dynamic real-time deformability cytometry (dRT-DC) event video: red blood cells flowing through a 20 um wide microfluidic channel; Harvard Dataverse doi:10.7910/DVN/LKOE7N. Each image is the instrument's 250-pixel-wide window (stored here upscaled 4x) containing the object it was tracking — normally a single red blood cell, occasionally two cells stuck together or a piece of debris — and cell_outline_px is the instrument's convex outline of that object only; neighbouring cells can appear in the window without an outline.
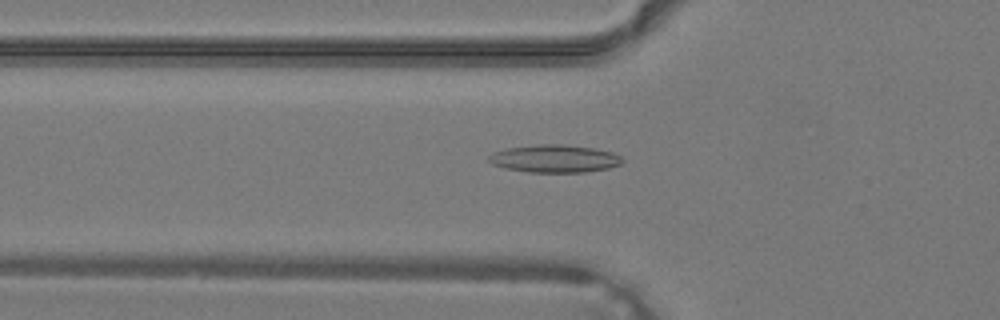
{"species": "common noctule bat (a hibernating species)", "species_latin": "Nyctalus noctula", "temperature_condition": "warm", "stored_images_in_passage": 40, "camera_frame_rate_fps": 3000, "um_per_image_px": 0.085, "animal": {"sex": "male", "body_mass_g": 19.2, "forearm_length_mm": 51.8}, "frame": {"image": 1, "passage_image": 15, "time_ms": 4.667, "image_size_px": [1000, 320], "cell_outline_px": [[624, 160], [620, 164], [608, 168], [584, 172], [528, 172], [504, 168], [492, 164], [488, 160], [488, 156], [492, 152], [508, 148], [536, 144], [560, 144], [592, 148], [612, 152], [620, 156]], "centroid_in_image_um": [47.1, 13.48], "position_along_channel_um": 78.7, "area_um2": 21.5}}
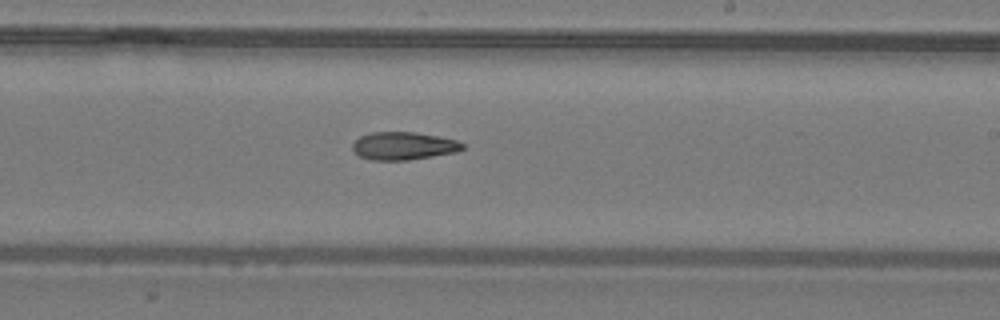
{"frame": {"image": 2, "passage_image": 25, "time_ms": 8.0, "image_size_px": [1000, 320], "cell_outline_px": [[464, 148], [456, 152], [408, 160], [372, 160], [360, 156], [352, 148], [352, 144], [360, 136], [372, 132], [412, 132], [436, 136], [456, 140], [464, 144]], "centroid_in_image_um": [34.29, 12.4], "position_along_channel_um": 254.7, "area_um2": 17.63}}
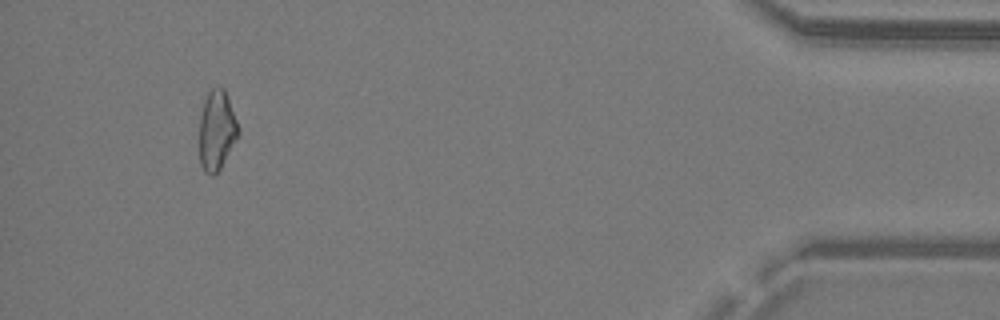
{"frame": {"image": 3, "passage_image": 38, "time_ms": 12.333, "image_size_px": [1000, 320], "cell_outline_px": [[240, 132], [236, 140], [220, 168], [212, 176], [204, 172], [200, 164], [200, 116], [204, 100], [208, 92], [216, 84], [224, 88], [236, 120]], "centroid_in_image_um": [18.41, 11.06], "position_along_channel_um": 416.8, "area_um2": 17.98}}